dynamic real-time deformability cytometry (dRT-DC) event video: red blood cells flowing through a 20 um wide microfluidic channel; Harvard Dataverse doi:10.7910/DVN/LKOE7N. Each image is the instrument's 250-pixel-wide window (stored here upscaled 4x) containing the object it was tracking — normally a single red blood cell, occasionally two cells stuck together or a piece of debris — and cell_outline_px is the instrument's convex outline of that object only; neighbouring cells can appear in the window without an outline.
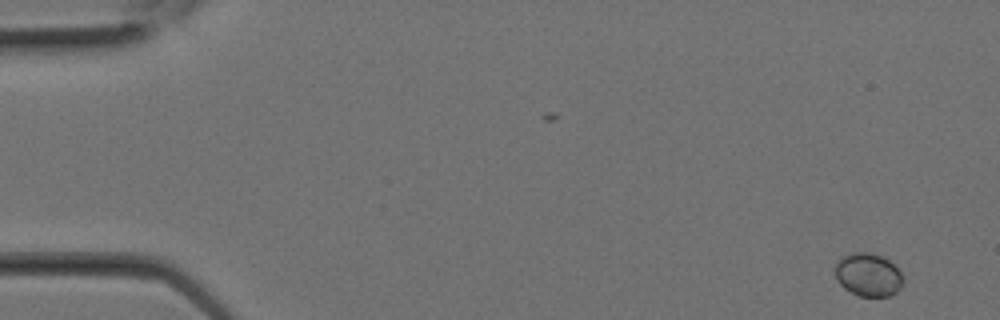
{"species": "Egyptian fruit bat (a non-hibernating species)", "species_latin": "Rousettus aegyptiacus", "temperature_condition": "room temperature", "stored_images_in_passage": 11, "camera_frame_rate_fps": 3000, "um_per_image_px": 0.085, "animal": {"sex": "female"}, "frame": {"image": 1, "passage_image": 1, "time_ms": 0.0, "image_size_px": [1000, 320], "cell_outline_px": [[900, 288], [896, 292], [888, 296], [860, 296], [844, 288], [840, 284], [836, 276], [836, 264], [844, 256], [852, 252], [868, 252], [884, 256], [900, 272]], "centroid_in_image_um": [73.78, 23.34], "position_along_channel_um": 11.2, "area_um2": 16.65}}
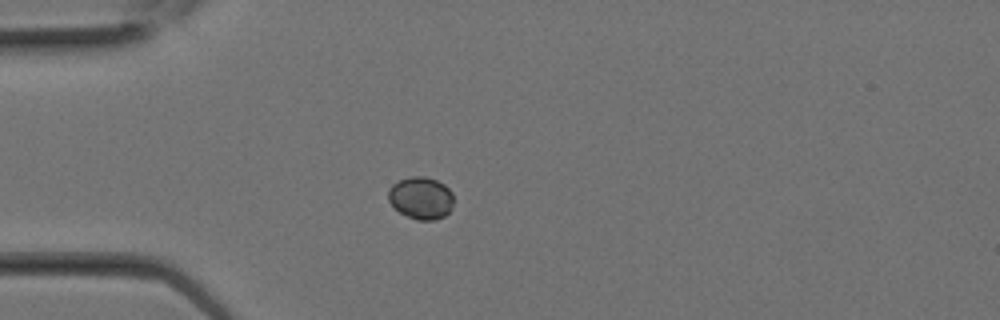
{"frame": {"image": 2, "passage_image": 7, "time_ms": 2.0, "image_size_px": [1000, 320], "cell_outline_px": [[452, 208], [444, 216], [436, 220], [416, 220], [400, 212], [388, 200], [388, 188], [392, 184], [400, 180], [412, 176], [424, 176], [436, 180], [444, 184], [452, 192]], "centroid_in_image_um": [35.78, 16.82], "position_along_channel_um": 49.2, "area_um2": 16.07}}
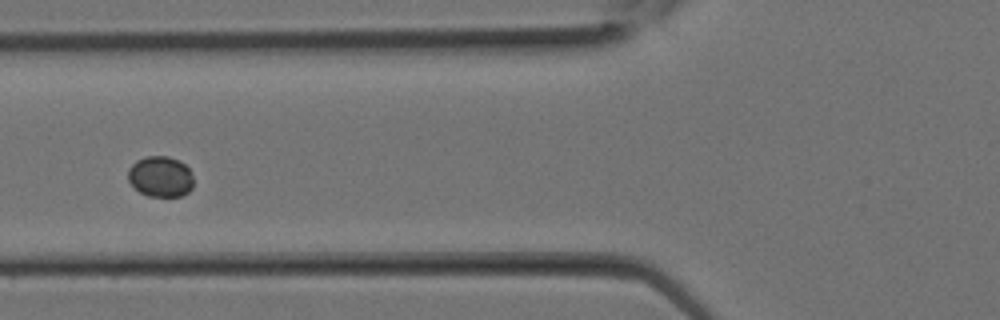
{"frame": {"image": 3, "passage_image": 10, "time_ms": 3.0, "image_size_px": [1000, 320], "cell_outline_px": [[192, 188], [188, 192], [180, 196], [148, 196], [140, 192], [128, 180], [128, 168], [136, 160], [144, 156], [168, 156], [180, 160], [192, 172]], "centroid_in_image_um": [13.64, 14.99], "position_along_channel_um": 112.2, "area_um2": 15.61}}